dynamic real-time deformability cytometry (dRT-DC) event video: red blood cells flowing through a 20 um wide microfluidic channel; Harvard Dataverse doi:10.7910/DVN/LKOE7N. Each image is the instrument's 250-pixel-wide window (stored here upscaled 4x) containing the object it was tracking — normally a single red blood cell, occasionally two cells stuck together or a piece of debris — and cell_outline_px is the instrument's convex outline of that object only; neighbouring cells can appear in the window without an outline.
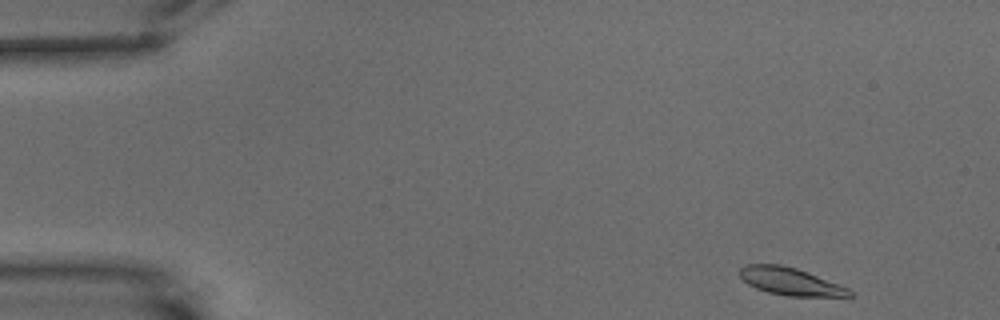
{"species": "common noctule bat (a hibernating species)", "species_latin": "Nyctalus noctula", "temperature_condition": "warm", "stored_images_in_passage": 55, "camera_frame_rate_fps": 3000, "um_per_image_px": 0.085, "animal": {"sex": "male", "body_mass_g": 15.6}, "frame": {"image": 1, "passage_image": 1, "time_ms": 0.0, "image_size_px": [1000, 320], "cell_outline_px": [[852, 296], [788, 296], [768, 292], [756, 288], [748, 284], [740, 276], [740, 268], [748, 264], [780, 264], [796, 268], [808, 272], [848, 288], [852, 292]], "centroid_in_image_um": [67.16, 23.91], "position_along_channel_um": 17.8, "area_um2": 17.34}}
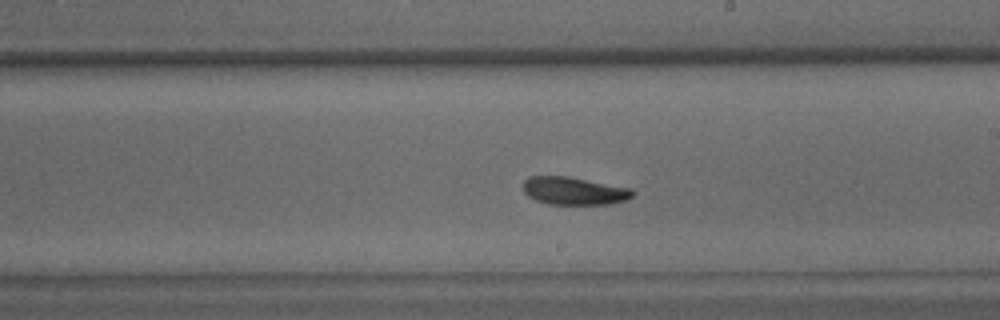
{"frame": {"image": 2, "passage_image": 30, "time_ms": 9.667, "image_size_px": [1000, 320], "cell_outline_px": [[636, 192], [628, 200], [612, 204], [548, 204], [536, 200], [528, 196], [524, 192], [524, 180], [528, 176], [568, 176], [632, 188]], "centroid_in_image_um": [48.83, 16.22], "position_along_channel_um": 240.2, "area_um2": 17.92}}
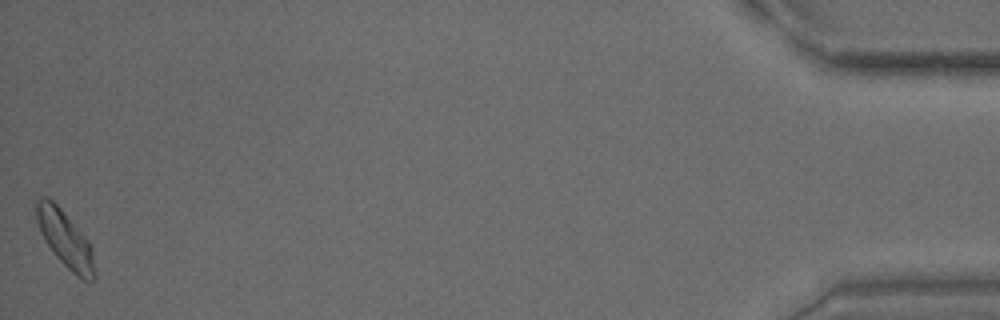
{"frame": {"image": 3, "passage_image": 55, "time_ms": 18.0, "image_size_px": [1000, 320], "cell_outline_px": [[96, 280], [84, 280], [76, 276], [56, 256], [44, 240], [40, 232], [36, 220], [36, 200], [40, 196], [48, 196], [60, 208], [88, 240], [92, 248], [96, 276]], "centroid_in_image_um": [5.53, 20.32], "position_along_channel_um": 429.7, "area_um2": 19.13}, "authors_computed_cell_mechanics": {"area_um2": 18.1492, "velocity_mm_per_s": 3.3825, "shape_relaxation_time_tau1_ms": 4.3366, "shape_relaxation_time_tau2_ms": 3.4132, "deformation_change_tau1": 0.1202, "deformation_change_tau2": 0.0947}}